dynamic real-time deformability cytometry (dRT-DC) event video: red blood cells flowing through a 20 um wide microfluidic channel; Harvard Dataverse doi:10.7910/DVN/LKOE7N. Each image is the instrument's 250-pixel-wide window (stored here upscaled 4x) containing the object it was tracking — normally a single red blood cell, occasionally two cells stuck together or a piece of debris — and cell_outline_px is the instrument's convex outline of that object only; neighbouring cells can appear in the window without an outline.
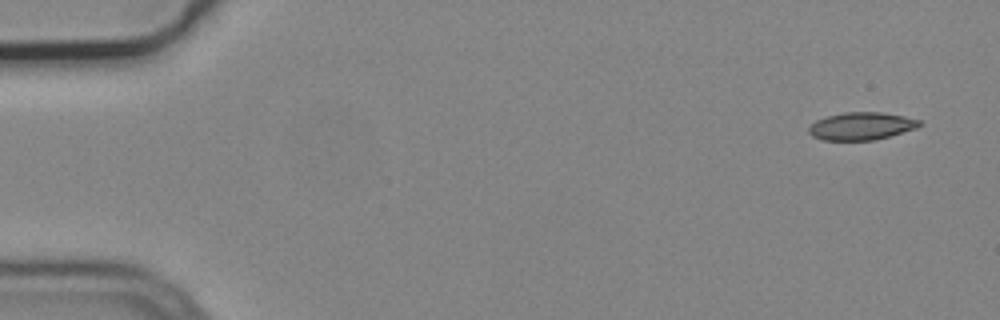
{"species": "common noctule bat (a hibernating species)", "species_latin": "Nyctalus noctula", "temperature_condition": "cold", "stored_images_in_passage": 4, "camera_frame_rate_fps": 3000, "um_per_image_px": 0.085, "animal": {"sex": "male", "body_mass_g": 19.2, "forearm_length_mm": 51.8}, "frame": {"image": 1, "passage_image": 1, "time_ms": 0.0, "image_size_px": [1000, 320], "cell_outline_px": [[924, 124], [916, 128], [876, 140], [824, 140], [812, 136], [808, 132], [808, 128], [816, 120], [828, 116], [844, 112], [880, 112], [904, 116], [920, 120]], "centroid_in_image_um": [73.23, 10.72], "position_along_channel_um": 11.8, "area_um2": 17.8}}